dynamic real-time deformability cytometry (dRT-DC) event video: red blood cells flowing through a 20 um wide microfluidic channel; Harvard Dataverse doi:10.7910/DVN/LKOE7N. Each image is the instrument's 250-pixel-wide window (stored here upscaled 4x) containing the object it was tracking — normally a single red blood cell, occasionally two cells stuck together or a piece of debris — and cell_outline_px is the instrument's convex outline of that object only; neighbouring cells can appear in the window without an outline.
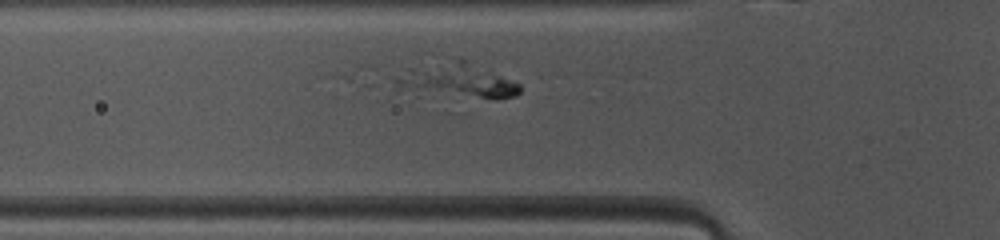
{"species": "common noctule bat (a hibernating species)", "species_latin": "Nyctalus noctula", "temperature_condition": "warm", "stored_images_in_passage": 40, "camera_frame_rate_fps": 3000, "um_per_image_px": 0.085, "animal": {"sex": "female", "body_mass_g": 10.0, "forearm_length_mm": 53.1}, "frame": {"image": 1, "passage_image": 10, "time_ms": 3.0, "image_size_px": [1000, 240], "cell_outline_px": [[520, 92], [516, 96], [500, 100], [492, 100], [396, 92], [384, 84], [408, 68], [452, 56], [460, 56], [520, 84]], "centroid_in_image_um": [38.64, 6.85], "position_along_channel_um": 87.2, "area_um2": 27.57}}